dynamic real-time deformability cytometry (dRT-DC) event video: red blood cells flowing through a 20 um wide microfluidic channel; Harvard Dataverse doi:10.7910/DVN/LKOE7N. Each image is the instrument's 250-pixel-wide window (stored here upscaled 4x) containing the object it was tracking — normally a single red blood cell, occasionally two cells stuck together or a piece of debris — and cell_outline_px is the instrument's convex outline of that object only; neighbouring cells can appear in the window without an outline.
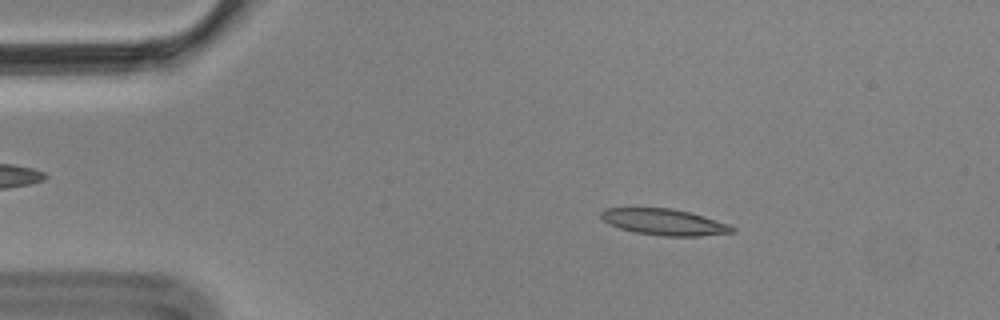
{"species": "Egyptian fruit bat (a non-hibernating species)", "species_latin": "Rousettus aegyptiacus", "temperature_condition": "cold", "stored_images_in_passage": 8, "camera_frame_rate_fps": 3000, "um_per_image_px": 0.085, "animal": {"sex": "male"}, "frame": {"image": 1, "passage_image": 3, "time_ms": 0.667, "image_size_px": [1000, 320], "cell_outline_px": [[736, 232], [700, 236], [660, 236], [636, 232], [620, 228], [608, 224], [600, 216], [600, 212], [604, 208], [672, 208], [688, 212], [728, 224], [736, 228]], "centroid_in_image_um": [56.44, 18.88], "position_along_channel_um": 28.6, "area_um2": 19.94}}
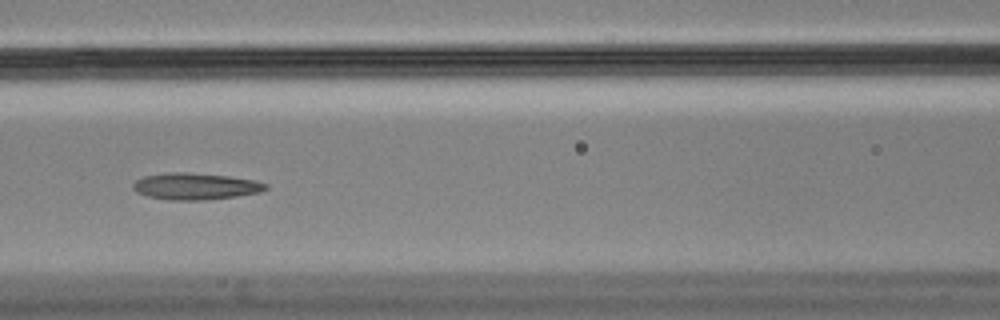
{"frame": {"image": 2, "passage_image": 7, "time_ms": 2.0, "image_size_px": [1000, 320], "cell_outline_px": [[268, 188], [260, 192], [236, 196], [204, 200], [168, 200], [148, 196], [136, 192], [132, 188], [132, 184], [136, 180], [144, 176], [168, 172], [188, 172], [228, 176], [252, 180], [268, 184]], "centroid_in_image_um": [16.58, 15.83], "position_along_channel_um": 150.0, "area_um2": 20.58}}
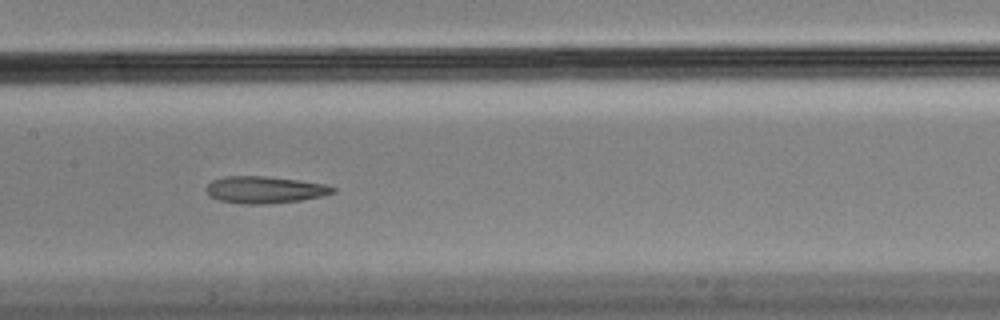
{"frame": {"image": 3, "passage_image": 8, "time_ms": 2.333, "image_size_px": [1000, 320], "cell_outline_px": [[336, 192], [324, 196], [300, 200], [268, 204], [244, 204], [220, 200], [208, 196], [204, 188], [212, 180], [224, 176], [264, 176], [296, 180], [324, 184], [336, 188]], "centroid_in_image_um": [22.47, 16.13], "position_along_channel_um": 184.9, "area_um2": 19.94}}